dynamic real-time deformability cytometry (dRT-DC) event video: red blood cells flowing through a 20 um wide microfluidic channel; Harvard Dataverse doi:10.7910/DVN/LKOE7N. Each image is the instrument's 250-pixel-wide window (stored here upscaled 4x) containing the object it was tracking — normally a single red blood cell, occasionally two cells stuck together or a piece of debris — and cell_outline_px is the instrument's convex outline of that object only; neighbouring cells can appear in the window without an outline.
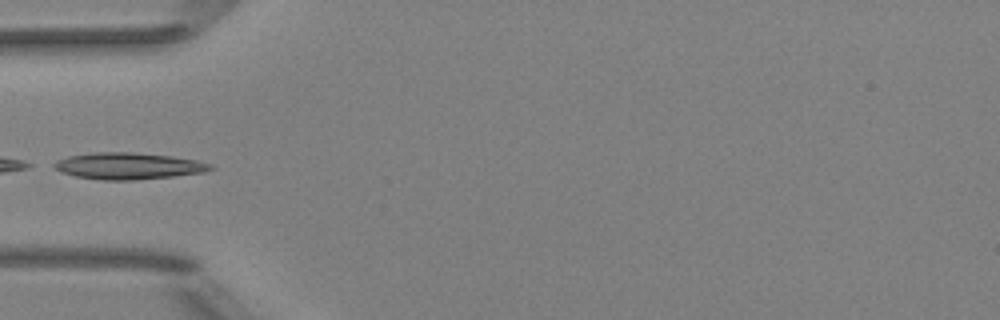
{"species": "Egyptian fruit bat (a non-hibernating species)", "species_latin": "Rousettus aegyptiacus", "temperature_condition": "room temperature", "stored_images_in_passage": 4, "camera_frame_rate_fps": 3000, "um_per_image_px": 0.085, "animal": {"sex": "female"}, "frame": {"image": 1, "passage_image": 4, "time_ms": 3.667, "image_size_px": [1000, 320], "cell_outline_px": [[216, 168], [204, 172], [172, 176], [132, 180], [104, 180], [76, 176], [60, 172], [48, 164], [56, 160], [68, 156], [92, 152], [132, 152], [172, 156], [196, 160], [212, 164]], "centroid_in_image_um": [10.86, 14.1], "position_along_channel_um": 74.1, "area_um2": 24.39}}